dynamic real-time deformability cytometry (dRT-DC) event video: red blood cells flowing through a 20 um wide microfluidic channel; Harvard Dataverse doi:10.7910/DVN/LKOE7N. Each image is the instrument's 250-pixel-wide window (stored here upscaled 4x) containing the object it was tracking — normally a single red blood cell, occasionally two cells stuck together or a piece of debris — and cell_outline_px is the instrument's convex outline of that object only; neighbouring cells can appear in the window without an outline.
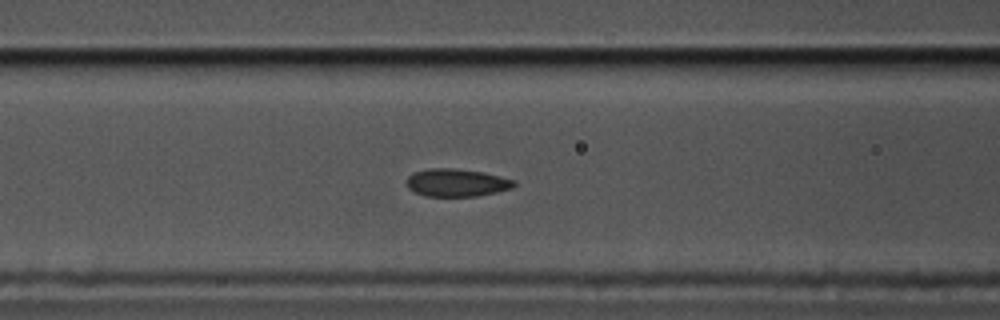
{"species": "common noctule bat (a hibernating species)", "species_latin": "Nyctalus noctula", "temperature_condition": "cold", "stored_images_in_passage": 61, "camera_frame_rate_fps": 3000, "um_per_image_px": 0.085, "animal": {"sex": "male", "body_mass_g": 17.5, "forearm_length_mm": 52.3}, "frame": {"image": 1, "passage_image": 24, "time_ms": 7.667, "image_size_px": [1000, 320], "cell_outline_px": [[516, 184], [512, 188], [496, 192], [476, 196], [424, 196], [408, 188], [404, 184], [404, 180], [412, 172], [428, 168], [452, 168], [484, 172], [516, 180]], "centroid_in_image_um": [38.77, 15.52], "position_along_channel_um": 127.8, "area_um2": 17.63}}
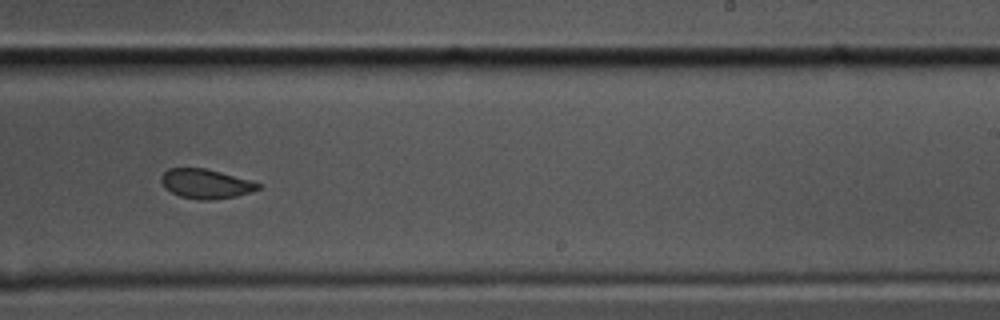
{"frame": {"image": 2, "passage_image": 37, "time_ms": 12.0, "image_size_px": [1000, 320], "cell_outline_px": [[260, 188], [236, 196], [212, 200], [200, 200], [180, 196], [164, 188], [160, 180], [160, 176], [168, 168], [204, 168], [220, 172], [248, 180], [260, 184]], "centroid_in_image_um": [17.42, 15.62], "position_along_channel_um": 271.6, "area_um2": 16.42}}
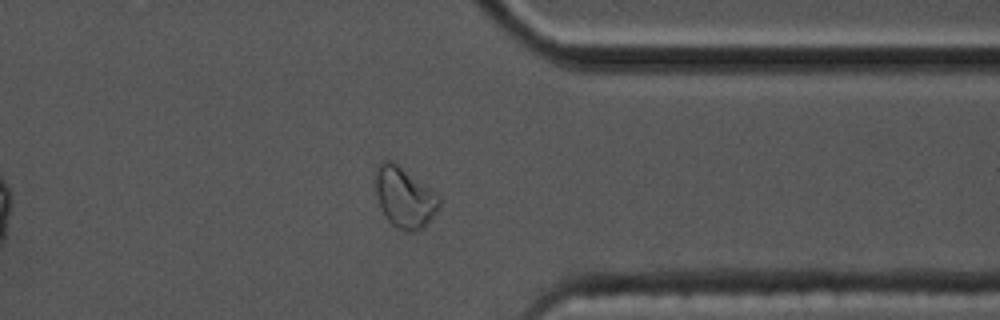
{"frame": {"image": 3, "passage_image": 47, "time_ms": 15.333, "image_size_px": [1000, 320], "cell_outline_px": [[440, 204], [436, 212], [420, 232], [404, 232], [396, 228], [388, 220], [376, 196], [376, 164], [384, 160], [392, 160], [440, 196]], "centroid_in_image_um": [34.38, 16.8], "position_along_channel_um": 377.0, "area_um2": 22.43}, "authors_computed_cell_mechanics": {"area_um2": 17.6868, "velocity_mm_per_s": 3.3234, "shape_relaxation_time_tau1_ms": 3.7239, "shape_relaxation_time_tau2_ms": 1.5509, "deformation_change_tau1": 0.1059, "deformation_change_tau2": 0.0658}}